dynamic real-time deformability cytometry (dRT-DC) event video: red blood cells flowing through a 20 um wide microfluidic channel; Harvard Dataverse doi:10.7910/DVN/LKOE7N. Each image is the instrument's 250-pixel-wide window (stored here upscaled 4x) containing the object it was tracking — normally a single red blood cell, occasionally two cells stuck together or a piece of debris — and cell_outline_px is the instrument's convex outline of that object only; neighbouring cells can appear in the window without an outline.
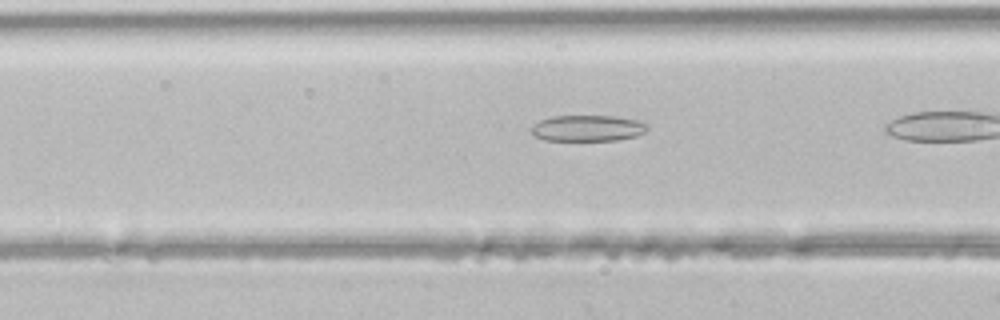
{"species": "common noctule bat (a hibernating species)", "species_latin": "Nyctalus noctula", "temperature_condition": "room temperature", "stored_images_in_passage": 11, "camera_frame_rate_fps": 3000, "um_per_image_px": 0.085, "animal": {"sex": "male", "body_mass_g": 21.5, "forearm_length_mm": 52.0}, "frame": {"image": 1, "passage_image": 8, "time_ms": 2.333, "image_size_px": [1000, 320], "cell_outline_px": [[648, 128], [644, 132], [636, 136], [616, 140], [544, 140], [532, 136], [532, 128], [540, 120], [552, 116], [612, 116], [636, 120], [648, 124]], "centroid_in_image_um": [49.94, 10.9], "position_along_channel_um": 116.7, "area_um2": 17.51}}